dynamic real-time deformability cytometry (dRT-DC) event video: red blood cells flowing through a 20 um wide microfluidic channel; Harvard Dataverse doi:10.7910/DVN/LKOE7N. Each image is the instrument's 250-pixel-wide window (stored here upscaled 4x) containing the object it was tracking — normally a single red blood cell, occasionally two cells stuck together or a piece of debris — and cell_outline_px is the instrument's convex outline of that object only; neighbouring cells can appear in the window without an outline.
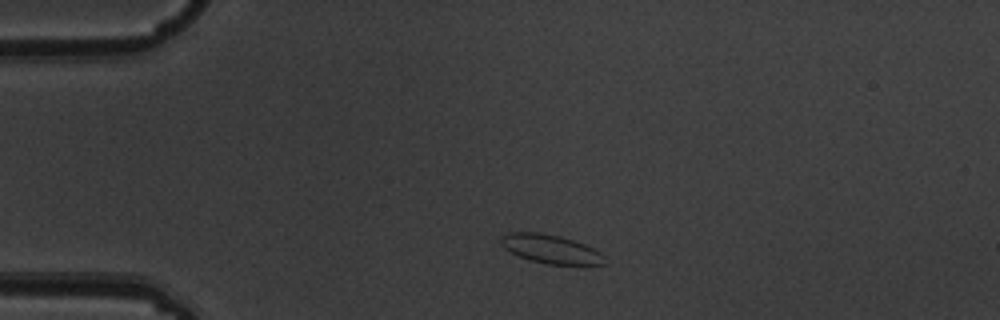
{"species": "common noctule bat (a hibernating species)", "species_latin": "Nyctalus noctula", "temperature_condition": "warm", "stored_images_in_passage": 3, "camera_frame_rate_fps": 3000, "um_per_image_px": 0.085, "animal": {"sex": "male", "body_mass_g": 19.5, "forearm_length_mm": 54.6}, "frame": {"image": 1, "passage_image": 3, "time_ms": 0.667, "image_size_px": [1000, 320], "cell_outline_px": [[604, 264], [584, 268], [580, 268], [548, 264], [528, 260], [504, 248], [500, 244], [500, 236], [508, 232], [536, 232], [560, 236], [584, 244], [600, 252], [604, 256]], "centroid_in_image_um": [46.87, 21.22], "position_along_channel_um": 38.1, "area_um2": 18.03}}